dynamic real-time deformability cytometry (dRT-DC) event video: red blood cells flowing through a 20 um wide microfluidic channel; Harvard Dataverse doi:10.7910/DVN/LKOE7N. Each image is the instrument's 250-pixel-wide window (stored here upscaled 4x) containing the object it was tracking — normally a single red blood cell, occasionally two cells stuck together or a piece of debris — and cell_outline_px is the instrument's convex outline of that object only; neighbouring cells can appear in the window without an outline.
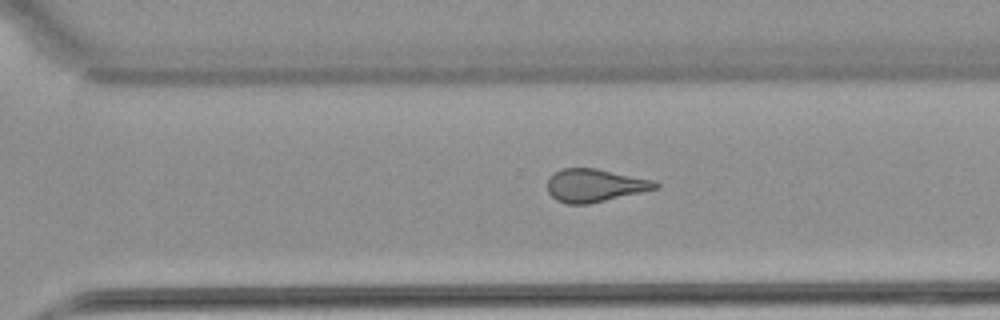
{"species": "common noctule bat (a hibernating species)", "species_latin": "Nyctalus noctula", "temperature_condition": "warm", "stored_images_in_passage": 36, "camera_frame_rate_fps": 3000, "um_per_image_px": 0.085, "animal": {"sex": "female", "body_mass_g": 22.7, "forearm_length_mm": 54.2}, "frame": {"image": 1, "passage_image": 31, "time_ms": 10.0, "image_size_px": [1000, 320], "cell_outline_px": [[660, 188], [588, 204], [568, 204], [556, 200], [548, 192], [548, 180], [556, 172], [564, 168], [596, 168], [652, 180], [660, 184]], "centroid_in_image_um": [50.57, 15.77], "position_along_channel_um": 320.0, "area_um2": 20.52}}